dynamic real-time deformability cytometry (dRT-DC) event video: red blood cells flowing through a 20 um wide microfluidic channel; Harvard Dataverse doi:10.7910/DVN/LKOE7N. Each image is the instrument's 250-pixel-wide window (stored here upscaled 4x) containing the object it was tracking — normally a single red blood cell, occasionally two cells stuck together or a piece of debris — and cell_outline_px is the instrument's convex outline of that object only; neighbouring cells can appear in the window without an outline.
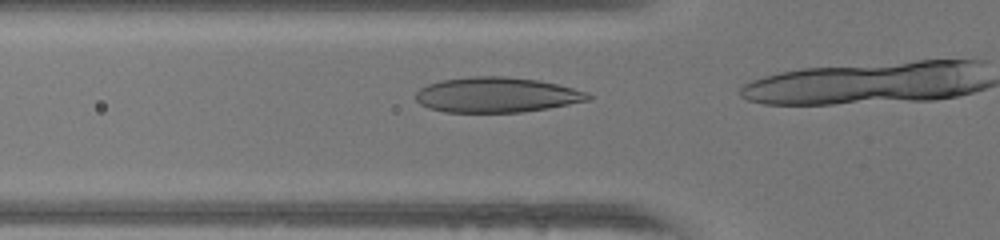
{"species": "human", "species_latin": "Homo sapiens", "temperature_condition": "warm", "stored_images_in_passage": 14, "camera_frame_rate_fps": 3000, "um_per_image_px": 0.085, "donor": {"sex": "female"}, "frame": {"image": 1, "passage_image": 12, "time_ms": 3.667, "image_size_px": [1000, 240], "cell_outline_px": [[592, 96], [588, 100], [548, 108], [520, 112], [444, 112], [428, 108], [420, 104], [416, 100], [416, 92], [420, 88], [428, 84], [440, 80], [472, 76], [504, 76], [540, 80], [588, 92]], "centroid_in_image_um": [42.18, 8.06], "position_along_channel_um": 83.6, "area_um2": 35.32}}